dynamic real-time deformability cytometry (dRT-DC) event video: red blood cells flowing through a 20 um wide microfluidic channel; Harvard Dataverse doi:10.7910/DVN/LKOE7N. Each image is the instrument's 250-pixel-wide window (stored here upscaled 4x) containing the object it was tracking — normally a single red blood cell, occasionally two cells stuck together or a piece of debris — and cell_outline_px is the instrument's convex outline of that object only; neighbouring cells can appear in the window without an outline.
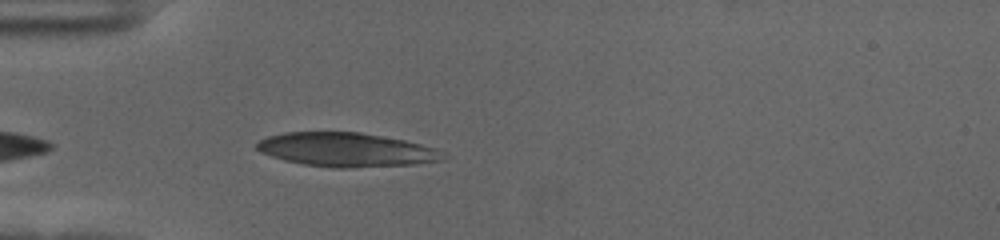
{"species": "human", "species_latin": "Homo sapiens", "temperature_condition": "cold", "stored_images_in_passage": 23, "camera_frame_rate_fps": 3000, "um_per_image_px": 0.085, "donor": {"sex": "female"}, "frame": {"image": 1, "passage_image": 4, "time_ms": 1.0, "image_size_px": [1000, 240], "cell_outline_px": [[444, 152], [440, 160], [412, 164], [352, 168], [332, 168], [304, 164], [284, 160], [260, 152], [256, 148], [256, 144], [260, 140], [268, 136], [284, 132], [360, 132], [404, 140], [436, 148]], "centroid_in_image_um": [29.39, 12.72], "position_along_channel_um": 55.6, "area_um2": 36.65}}
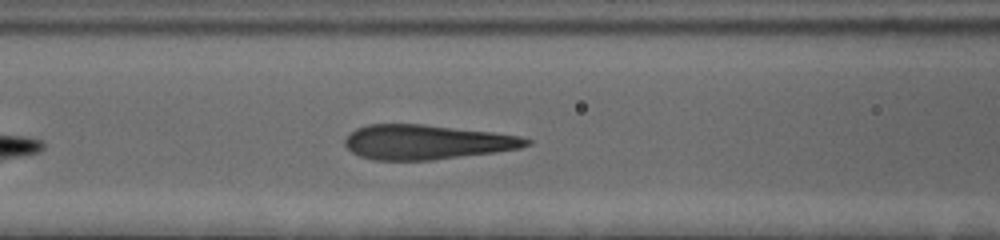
{"frame": {"image": 2, "passage_image": 11, "time_ms": 3.333, "image_size_px": [1000, 240], "cell_outline_px": [[532, 144], [520, 148], [496, 152], [432, 160], [376, 160], [360, 156], [352, 152], [344, 144], [344, 140], [356, 128], [368, 124], [424, 124], [492, 132], [520, 136], [532, 140]], "centroid_in_image_um": [36.28, 12.07], "position_along_channel_um": 130.3, "area_um2": 36.59}}
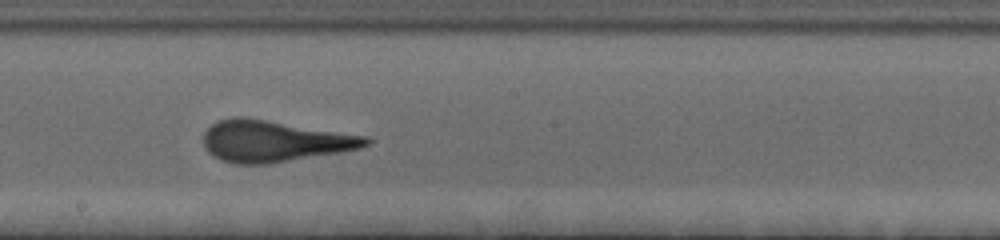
{"frame": {"image": 3, "passage_image": 19, "time_ms": 6.0, "image_size_px": [1000, 240], "cell_outline_px": [[372, 140], [368, 144], [360, 148], [340, 152], [272, 164], [236, 164], [224, 160], [208, 152], [204, 144], [204, 132], [216, 120], [232, 116], [248, 116], [368, 136]], "centroid_in_image_um": [23.32, 11.97], "position_along_channel_um": 224.9, "area_um2": 39.65}}